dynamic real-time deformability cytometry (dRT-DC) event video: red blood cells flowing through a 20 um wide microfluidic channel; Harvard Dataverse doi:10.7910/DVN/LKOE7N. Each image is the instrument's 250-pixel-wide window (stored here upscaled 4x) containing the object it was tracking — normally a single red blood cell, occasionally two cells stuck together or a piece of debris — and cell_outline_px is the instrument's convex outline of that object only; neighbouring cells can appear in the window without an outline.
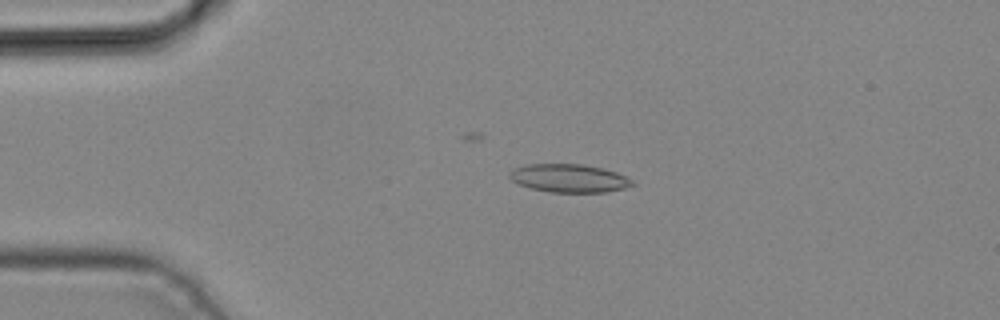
{"species": "common noctule bat (a hibernating species)", "species_latin": "Nyctalus noctula", "temperature_condition": "cold", "stored_images_in_passage": 4, "camera_frame_rate_fps": 3000, "um_per_image_px": 0.085, "animal": {"sex": "male", "body_mass_g": 19.2, "forearm_length_mm": 51.8}, "frame": {"image": 1, "passage_image": 3, "time_ms": 0.667, "image_size_px": [1000, 320], "cell_outline_px": [[636, 184], [624, 188], [604, 192], [552, 192], [532, 188], [520, 184], [512, 180], [508, 176], [508, 172], [512, 168], [524, 164], [584, 164], [616, 172], [632, 180]], "centroid_in_image_um": [48.33, 15.14], "position_along_channel_um": 36.7, "area_um2": 20.11}}